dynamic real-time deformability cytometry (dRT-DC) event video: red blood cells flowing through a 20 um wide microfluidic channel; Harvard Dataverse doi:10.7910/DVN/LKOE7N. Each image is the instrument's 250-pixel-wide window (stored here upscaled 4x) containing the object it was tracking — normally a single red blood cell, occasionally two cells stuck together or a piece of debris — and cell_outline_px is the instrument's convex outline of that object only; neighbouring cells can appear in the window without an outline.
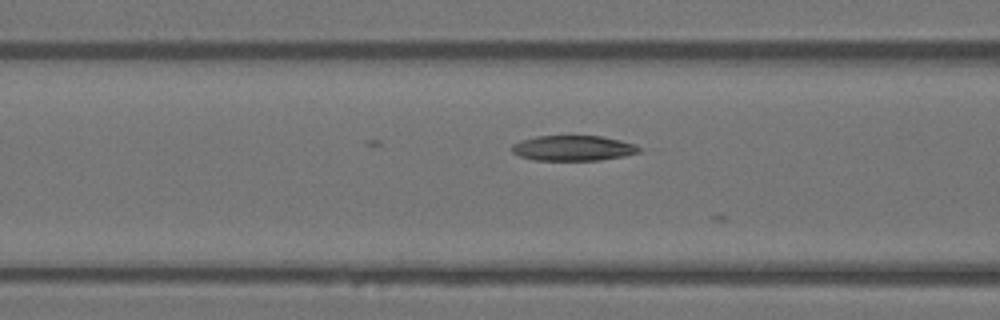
{"species": "Egyptian fruit bat (a non-hibernating species)", "species_latin": "Rousettus aegyptiacus", "temperature_condition": "warm", "stored_images_in_passage": 4, "camera_frame_rate_fps": 3000, "um_per_image_px": 0.085, "animal": {"sex": "female"}, "frame": {"image": 1, "passage_image": 4, "time_ms": 1.0, "image_size_px": [1000, 320], "cell_outline_px": [[644, 148], [640, 152], [624, 156], [600, 160], [532, 160], [520, 156], [512, 152], [512, 144], [520, 140], [536, 136], [604, 136], [636, 144]], "centroid_in_image_um": [48.75, 12.59], "position_along_channel_um": 117.8, "area_um2": 18.96}}